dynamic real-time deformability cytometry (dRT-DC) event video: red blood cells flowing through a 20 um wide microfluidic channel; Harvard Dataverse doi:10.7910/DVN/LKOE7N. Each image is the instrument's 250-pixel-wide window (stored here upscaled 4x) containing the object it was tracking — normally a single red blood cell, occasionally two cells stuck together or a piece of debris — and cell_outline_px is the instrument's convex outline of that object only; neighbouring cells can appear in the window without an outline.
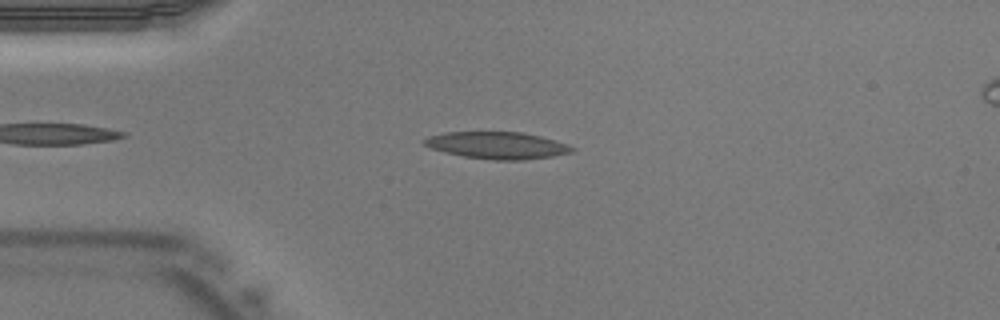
{"species": "Egyptian fruit bat (a non-hibernating species)", "species_latin": "Rousettus aegyptiacus", "temperature_condition": "warm", "stored_images_in_passage": 33, "camera_frame_rate_fps": 3000, "um_per_image_px": 0.085, "animal": {"sex": "male"}, "frame": {"image": 1, "passage_image": 5, "time_ms": 1.333, "image_size_px": [1000, 320], "cell_outline_px": [[576, 152], [552, 156], [524, 160], [492, 160], [464, 156], [444, 152], [432, 148], [424, 144], [420, 140], [428, 136], [444, 132], [524, 132], [556, 140], [568, 144], [576, 148]], "centroid_in_image_um": [42.3, 12.35], "position_along_channel_um": 42.7, "area_um2": 23.47}}
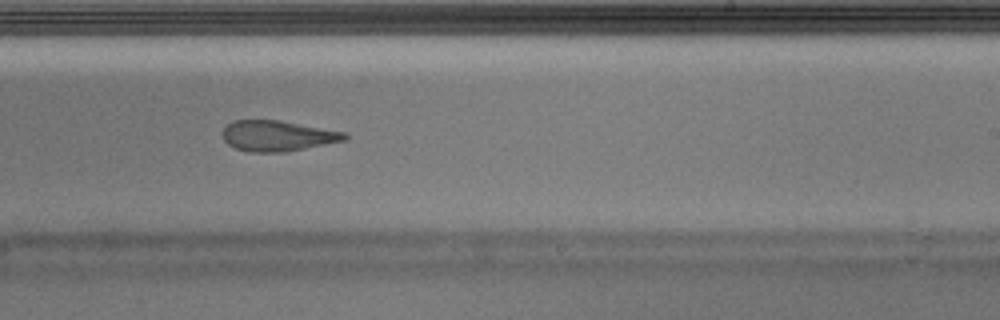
{"frame": {"image": 2, "passage_image": 20, "time_ms": 6.333, "image_size_px": [1000, 320], "cell_outline_px": [[348, 140], [284, 152], [252, 152], [236, 148], [228, 144], [224, 140], [224, 128], [228, 124], [236, 120], [280, 120], [348, 132]], "centroid_in_image_um": [23.67, 11.54], "position_along_channel_um": 265.3, "area_um2": 21.79}}
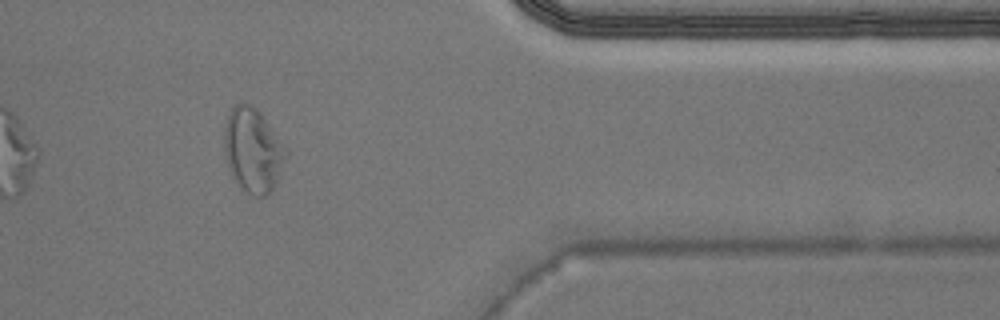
{"frame": {"image": 3, "passage_image": 29, "time_ms": 9.333, "image_size_px": [1000, 320], "cell_outline_px": [[288, 156], [272, 188], [264, 196], [256, 196], [240, 188], [228, 164], [224, 148], [224, 128], [232, 104], [244, 100], [264, 120], [288, 148]], "centroid_in_image_um": [21.49, 12.75], "position_along_channel_um": 389.9, "area_um2": 29.59}}